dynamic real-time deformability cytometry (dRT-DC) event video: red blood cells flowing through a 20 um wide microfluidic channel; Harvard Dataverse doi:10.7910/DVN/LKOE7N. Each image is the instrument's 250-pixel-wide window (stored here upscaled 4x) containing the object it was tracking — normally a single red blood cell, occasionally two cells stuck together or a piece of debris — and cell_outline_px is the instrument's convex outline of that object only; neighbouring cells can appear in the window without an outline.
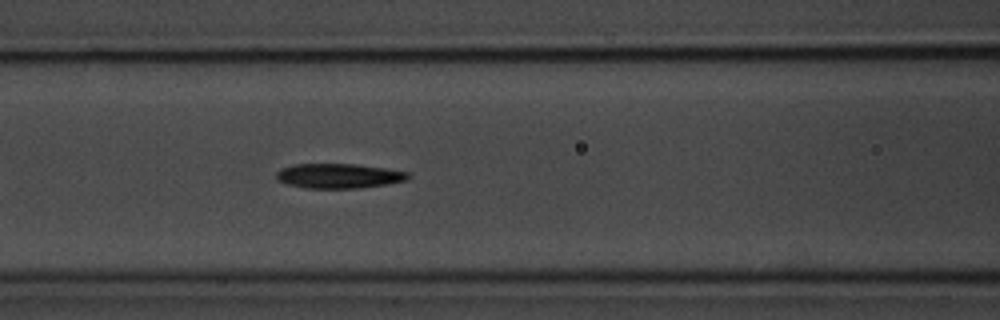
{"species": "common noctule bat (a hibernating species)", "species_latin": "Nyctalus noctula", "temperature_condition": "room temperature", "stored_images_in_passage": 37, "camera_frame_rate_fps": 3000, "um_per_image_px": 0.085, "animal": {"sex": "male", "body_mass_g": 20.1, "forearm_length_mm": 53.5}, "frame": {"image": 1, "passage_image": 11, "time_ms": 3.333, "image_size_px": [1000, 320], "cell_outline_px": [[412, 176], [408, 180], [360, 188], [304, 188], [288, 184], [276, 180], [276, 172], [280, 168], [296, 164], [356, 164], [384, 168], [408, 172]], "centroid_in_image_um": [28.78, 14.95], "position_along_channel_um": 137.8, "area_um2": 19.02}, "authors_computed_cell_mechanics": {"area_um2": 18.9006, "velocity_mm_per_s": 3.6496, "shape_relaxation_time_tau1_ms": 5.1593, "shape_relaxation_time_tau2_ms": 6.4955, "deformation_change_tau1": 0.2323, "deformation_change_tau2": 0.1726}}